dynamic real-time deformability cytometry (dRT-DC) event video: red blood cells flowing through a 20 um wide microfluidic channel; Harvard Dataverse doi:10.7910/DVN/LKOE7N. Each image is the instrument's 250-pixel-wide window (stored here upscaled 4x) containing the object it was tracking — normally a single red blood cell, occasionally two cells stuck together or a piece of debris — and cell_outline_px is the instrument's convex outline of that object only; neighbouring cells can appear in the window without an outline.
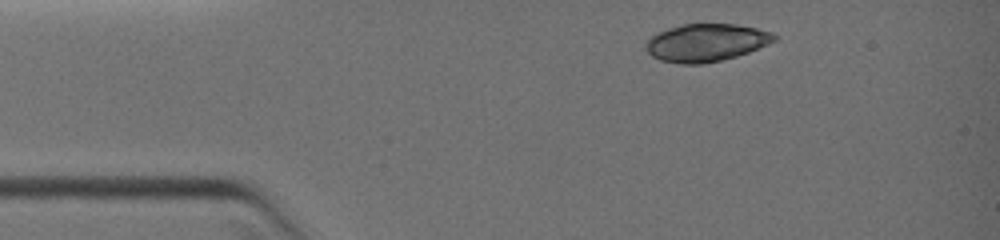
{"species": "common noctule bat (a hibernating species)", "species_latin": "Nyctalus noctula", "temperature_condition": "warm", "stored_images_in_passage": 24, "camera_frame_rate_fps": 3000, "um_per_image_px": 0.085, "animal": {"sex": "female", "body_mass_g": 19.0, "forearm_length_mm": 51.5}, "frame": {"image": 1, "passage_image": 1, "time_ms": 0.0, "image_size_px": [1000, 240], "cell_outline_px": [[780, 36], [776, 40], [768, 44], [748, 52], [736, 56], [704, 64], [680, 64], [660, 60], [652, 56], [648, 52], [644, 44], [652, 36], [668, 28], [684, 24], [736, 24], [756, 28], [772, 32]], "centroid_in_image_um": [60.04, 3.62], "position_along_channel_um": 25.0, "area_um2": 28.15}}
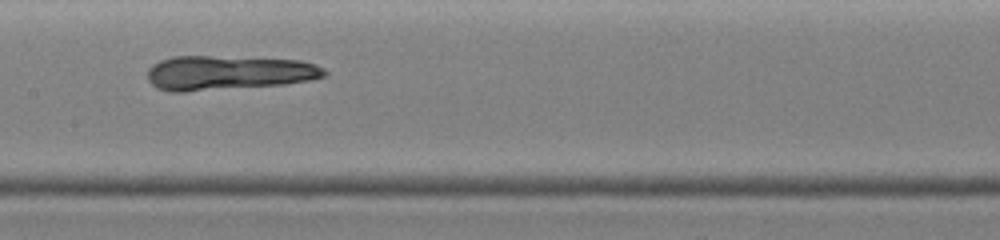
{"frame": {"image": 2, "passage_image": 13, "time_ms": 4.667, "image_size_px": [1000, 240], "cell_outline_px": [[328, 76], [312, 80], [284, 84], [184, 92], [168, 92], [156, 88], [148, 80], [148, 68], [152, 64], [160, 60], [172, 56], [208, 56], [300, 60], [316, 64], [324, 68], [328, 72]], "centroid_in_image_um": [19.41, 6.19], "position_along_channel_um": 188.0, "area_um2": 35.84}}
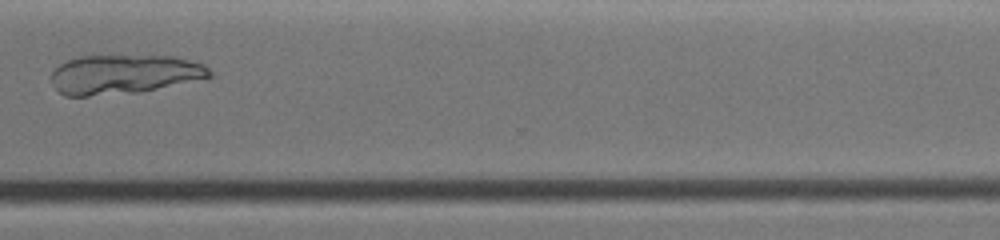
{"frame": {"image": 3, "passage_image": 22, "time_ms": 8.333, "image_size_px": [1000, 240], "cell_outline_px": [[212, 76], [140, 92], [88, 96], [64, 96], [52, 84], [52, 72], [60, 64], [68, 60], [80, 56], [172, 56], [204, 64], [212, 72]], "centroid_in_image_um": [10.51, 6.32], "position_along_channel_um": 360.1, "area_um2": 35.89}}